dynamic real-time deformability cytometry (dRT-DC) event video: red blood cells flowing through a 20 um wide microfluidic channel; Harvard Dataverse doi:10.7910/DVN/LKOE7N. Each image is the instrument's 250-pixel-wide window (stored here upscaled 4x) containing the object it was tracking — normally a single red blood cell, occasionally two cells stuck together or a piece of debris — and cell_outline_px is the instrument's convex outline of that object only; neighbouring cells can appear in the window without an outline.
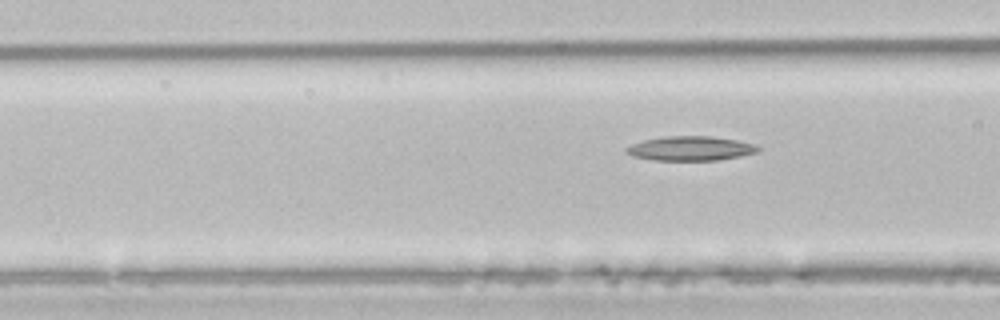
{"species": "common noctule bat (a hibernating species)", "species_latin": "Nyctalus noctula", "temperature_condition": "room temperature", "stored_images_in_passage": 6, "camera_frame_rate_fps": 3000, "um_per_image_px": 0.085, "animal": {"sex": "male", "body_mass_g": 21.5, "forearm_length_mm": 52.0}, "frame": {"image": 1, "passage_image": 6, "time_ms": 9.0, "image_size_px": [1000, 320], "cell_outline_px": [[760, 148], [756, 152], [740, 156], [716, 160], [656, 160], [632, 156], [624, 152], [624, 148], [632, 144], [644, 140], [664, 136], [712, 136], [736, 140], [756, 144]], "centroid_in_image_um": [58.67, 12.61], "position_along_channel_um": 107.9, "area_um2": 18.67}}